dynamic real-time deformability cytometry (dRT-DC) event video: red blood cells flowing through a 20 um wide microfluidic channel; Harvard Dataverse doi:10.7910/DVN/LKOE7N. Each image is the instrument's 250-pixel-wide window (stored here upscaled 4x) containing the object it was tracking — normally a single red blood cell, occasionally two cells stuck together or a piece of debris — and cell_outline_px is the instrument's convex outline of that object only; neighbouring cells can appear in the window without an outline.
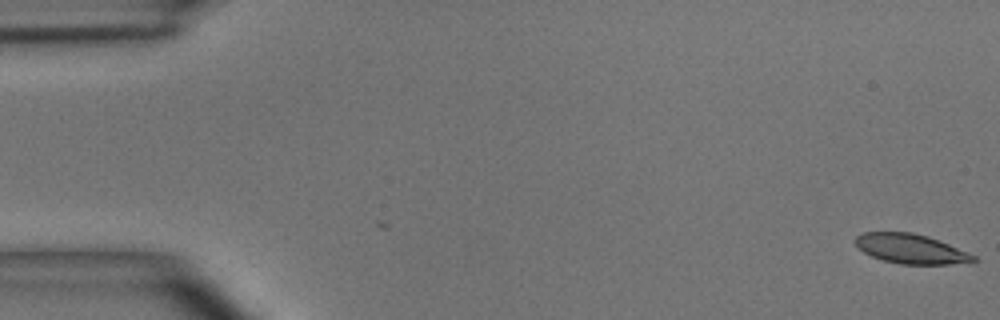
{"species": "common noctule bat (a hibernating species)", "species_latin": "Nyctalus noctula", "temperature_condition": "room temperature", "stored_images_in_passage": 29, "camera_frame_rate_fps": 3000, "um_per_image_px": 0.085, "animal": {"sex": "male", "body_mass_g": 15.6}, "frame": {"image": 1, "passage_image": 1, "time_ms": 0.0, "image_size_px": [1000, 320], "cell_outline_px": [[980, 260], [948, 264], [900, 264], [884, 260], [872, 256], [864, 252], [852, 240], [856, 236], [864, 232], [912, 232], [928, 236], [948, 244], [976, 256]], "centroid_in_image_um": [77.4, 21.14], "position_along_channel_um": 7.6, "area_um2": 20.17}}
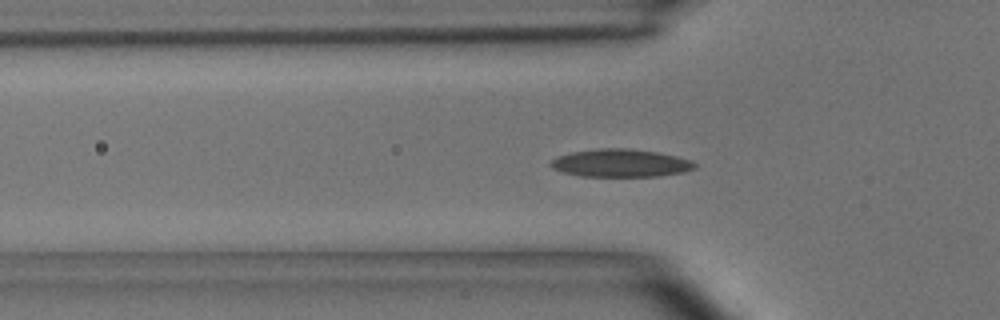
{"frame": {"image": 2, "passage_image": 16, "time_ms": 5.0, "image_size_px": [1000, 320], "cell_outline_px": [[696, 168], [684, 172], [660, 176], [580, 176], [564, 172], [552, 168], [548, 164], [552, 160], [560, 156], [572, 152], [600, 148], [628, 148], [660, 152], [692, 160], [696, 164]], "centroid_in_image_um": [52.79, 13.86], "position_along_channel_um": 73.0, "area_um2": 23.41}}